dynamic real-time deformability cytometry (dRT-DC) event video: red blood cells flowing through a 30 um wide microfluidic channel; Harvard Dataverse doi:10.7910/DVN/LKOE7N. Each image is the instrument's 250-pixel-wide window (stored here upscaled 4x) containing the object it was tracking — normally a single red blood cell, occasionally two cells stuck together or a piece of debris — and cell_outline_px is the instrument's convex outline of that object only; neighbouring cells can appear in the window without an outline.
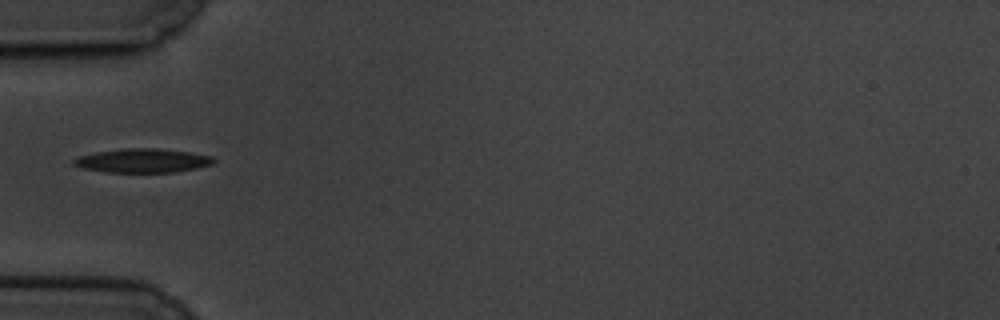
{"species": "common noctule bat (a hibernating species)", "species_latin": "Nyctalus noctula", "temperature_condition": "cold", "stored_images_in_passage": 8, "camera_frame_rate_fps": 3000, "um_per_image_px": 0.085, "animal": {"sex": "male", "body_mass_g": 19.5, "forearm_length_mm": 54.6}, "frame": {"image": 1, "passage_image": 1, "time_ms": 0.0, "image_size_px": [1000, 320], "cell_outline_px": [[216, 160], [212, 164], [196, 168], [172, 172], [104, 172], [84, 168], [72, 164], [72, 160], [80, 156], [96, 152], [124, 148], [156, 148], [188, 152], [212, 156]], "centroid_in_image_um": [12.12, 13.65], "position_along_channel_um": 72.9, "area_um2": 19.36}}
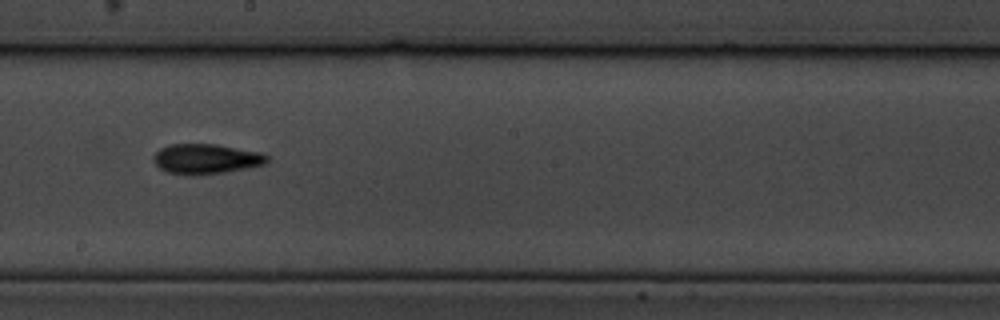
{"frame": {"image": 2, "passage_image": 5, "time_ms": 4.667, "image_size_px": [1000, 320], "cell_outline_px": [[268, 160], [264, 164], [248, 168], [224, 172], [192, 176], [188, 176], [164, 172], [152, 160], [152, 156], [160, 148], [172, 144], [216, 144], [260, 152], [268, 156]], "centroid_in_image_um": [17.47, 13.52], "position_along_channel_um": 230.7, "area_um2": 20.06}}
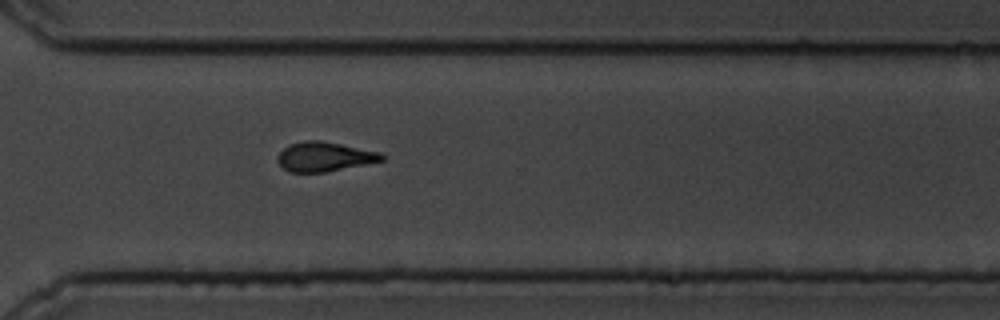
{"frame": {"image": 3, "passage_image": 8, "time_ms": 8.0, "image_size_px": [1000, 320], "cell_outline_px": [[384, 160], [324, 172], [288, 172], [280, 164], [276, 156], [288, 144], [304, 140], [320, 140], [384, 152]], "centroid_in_image_um": [27.58, 13.3], "position_along_channel_um": 343.0, "area_um2": 17.92}}